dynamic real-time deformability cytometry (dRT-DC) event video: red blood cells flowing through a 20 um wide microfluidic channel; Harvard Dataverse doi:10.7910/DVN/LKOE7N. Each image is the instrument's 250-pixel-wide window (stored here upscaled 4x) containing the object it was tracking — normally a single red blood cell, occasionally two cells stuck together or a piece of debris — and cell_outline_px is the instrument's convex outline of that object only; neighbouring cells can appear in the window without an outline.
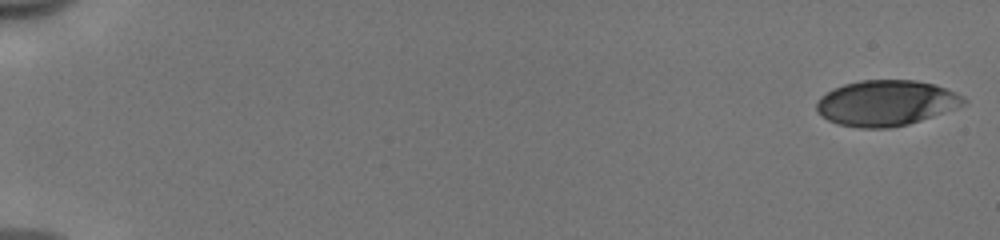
{"species": "human", "species_latin": "Homo sapiens", "temperature_condition": "cold", "stored_images_in_passage": 53, "camera_frame_rate_fps": 3000, "um_per_image_px": 0.085, "donor": {"sex": "male"}, "frame": {"image": 1, "passage_image": 1, "time_ms": 0.0, "image_size_px": [1000, 240], "cell_outline_px": [[968, 100], [964, 104], [956, 108], [908, 124], [888, 128], [860, 128], [840, 124], [828, 120], [820, 116], [816, 108], [816, 104], [820, 96], [832, 88], [844, 84], [860, 80], [916, 80], [936, 84], [964, 96]], "centroid_in_image_um": [75.3, 8.74], "position_along_channel_um": 9.7, "area_um2": 39.19}}
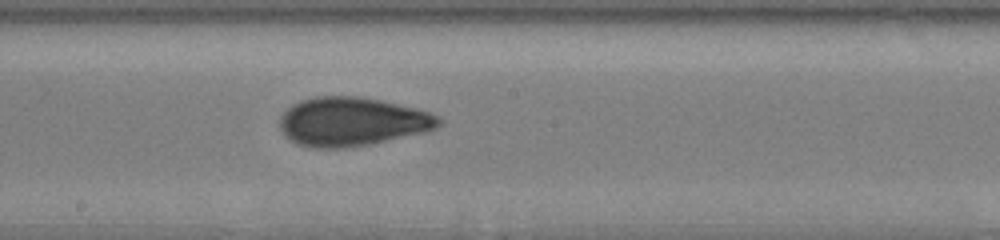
{"frame": {"image": 2, "passage_image": 31, "time_ms": 10.0, "image_size_px": [1000, 240], "cell_outline_px": [[444, 120], [436, 128], [424, 132], [368, 144], [344, 148], [312, 148], [296, 144], [284, 136], [280, 128], [280, 116], [292, 104], [300, 100], [316, 96], [360, 96], [380, 100], [416, 108], [428, 112]], "centroid_in_image_um": [29.88, 10.34], "position_along_channel_um": 218.3, "area_um2": 45.2}}
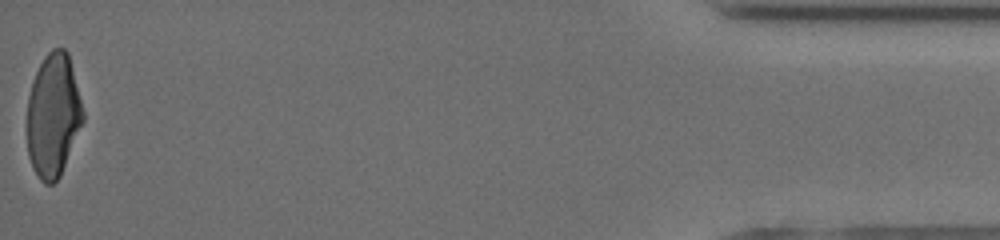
{"frame": {"image": 3, "passage_image": 53, "time_ms": 17.333, "image_size_px": [1000, 240], "cell_outline_px": [[84, 120], [60, 176], [52, 184], [44, 184], [40, 180], [32, 168], [28, 156], [28, 96], [36, 72], [44, 56], [52, 48], [64, 48], [68, 52], [84, 112]], "centroid_in_image_um": [4.53, 9.82], "position_along_channel_um": 430.7, "area_um2": 40.06}, "authors_computed_cell_mechanics": {"area_um2": 41.8472, "velocity_mm_per_s": 3.9875, "shape_relaxation_time_tau1_ms": 4.3335, "shape_relaxation_time_tau2_ms": 1.4247, "deformation_change_tau1": 0.1633, "deformation_change_tau2": 0.0792}}